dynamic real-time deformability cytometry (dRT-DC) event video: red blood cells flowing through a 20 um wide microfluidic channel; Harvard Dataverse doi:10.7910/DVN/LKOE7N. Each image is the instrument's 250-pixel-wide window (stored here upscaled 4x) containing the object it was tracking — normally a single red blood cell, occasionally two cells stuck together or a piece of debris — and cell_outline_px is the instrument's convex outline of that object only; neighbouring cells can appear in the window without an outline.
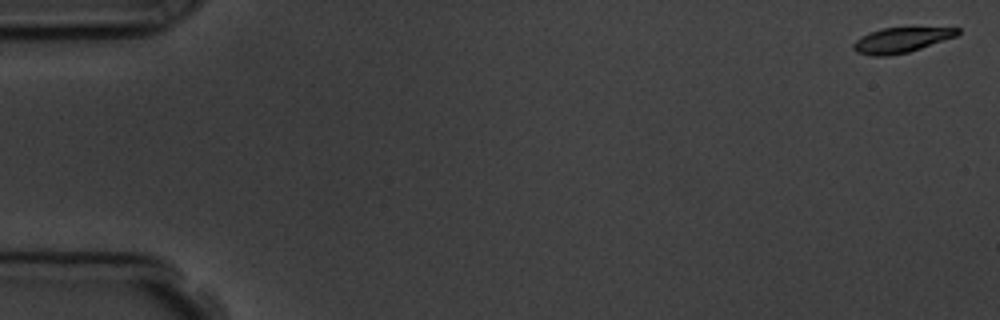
{"species": "common noctule bat (a hibernating species)", "species_latin": "Nyctalus noctula", "temperature_condition": "room temperature", "stored_images_in_passage": 6, "camera_frame_rate_fps": 3000, "um_per_image_px": 0.085, "animal": {"sex": "male", "body_mass_g": 19.5, "forearm_length_mm": 54.6}, "frame": {"image": 1, "passage_image": 1, "time_ms": 0.0, "image_size_px": [1000, 320], "cell_outline_px": [[960, 32], [956, 36], [908, 52], [888, 56], [872, 56], [856, 52], [852, 48], [852, 44], [860, 36], [868, 32], [880, 28], [960, 28]], "centroid_in_image_um": [76.52, 3.41], "position_along_channel_um": 8.5, "area_um2": 15.14}}
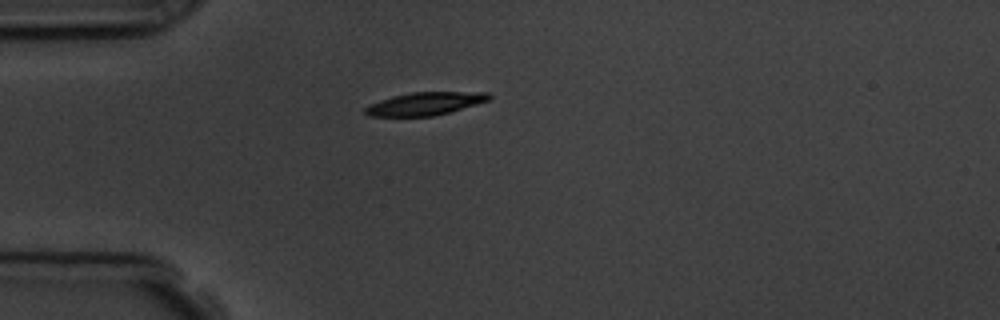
{"frame": {"image": 2, "passage_image": 5, "time_ms": 4.667, "image_size_px": [1000, 320], "cell_outline_px": [[492, 96], [488, 100], [476, 104], [448, 112], [432, 116], [368, 116], [364, 112], [364, 108], [380, 100], [392, 96], [412, 92], [488, 92]], "centroid_in_image_um": [36.12, 8.81], "position_along_channel_um": 48.9, "area_um2": 16.3}}